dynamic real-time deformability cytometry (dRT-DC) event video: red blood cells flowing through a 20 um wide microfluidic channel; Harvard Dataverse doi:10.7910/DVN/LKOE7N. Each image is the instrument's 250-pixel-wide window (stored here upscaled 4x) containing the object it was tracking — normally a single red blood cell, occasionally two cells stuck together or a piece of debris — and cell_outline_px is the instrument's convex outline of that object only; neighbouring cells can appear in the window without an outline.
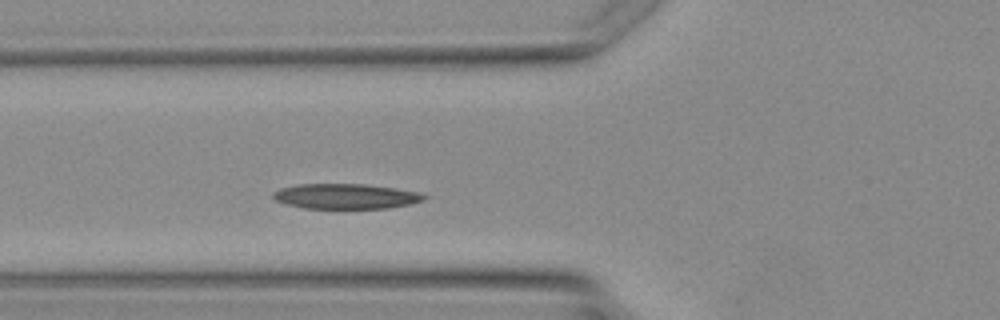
{"species": "Egyptian fruit bat (a non-hibernating species)", "species_latin": "Rousettus aegyptiacus", "temperature_condition": "warm", "stored_images_in_passage": 6, "camera_frame_rate_fps": 3000, "um_per_image_px": 0.085, "animal": {"sex": "female"}, "frame": {"image": 1, "passage_image": 6, "time_ms": 7.0, "image_size_px": [1000, 320], "cell_outline_px": [[428, 196], [424, 200], [408, 204], [388, 208], [304, 208], [284, 204], [276, 200], [272, 196], [272, 192], [280, 188], [300, 184], [364, 184], [396, 188], [416, 192]], "centroid_in_image_um": [29.35, 16.68], "position_along_channel_um": 96.5, "area_um2": 22.02}}